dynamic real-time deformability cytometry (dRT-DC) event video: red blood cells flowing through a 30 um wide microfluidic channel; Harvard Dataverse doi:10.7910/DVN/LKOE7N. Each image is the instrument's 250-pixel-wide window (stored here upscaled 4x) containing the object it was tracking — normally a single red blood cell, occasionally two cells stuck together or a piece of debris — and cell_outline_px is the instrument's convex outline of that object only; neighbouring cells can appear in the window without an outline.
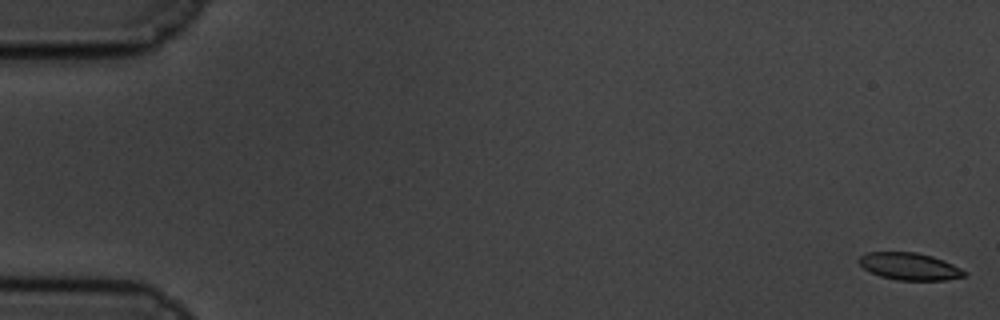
{"species": "common noctule bat (a hibernating species)", "species_latin": "Nyctalus noctula", "temperature_condition": "cold", "stored_images_in_passage": 60, "camera_frame_rate_fps": 3000, "um_per_image_px": 0.085, "animal": {"sex": "male", "body_mass_g": 19.5, "forearm_length_mm": 54.6}, "frame": {"image": 1, "passage_image": 1, "time_ms": 0.0, "image_size_px": [1000, 320], "cell_outline_px": [[968, 276], [944, 280], [896, 280], [880, 276], [864, 268], [856, 260], [860, 256], [868, 252], [916, 252], [932, 256], [944, 260], [968, 272]], "centroid_in_image_um": [77.33, 22.64], "position_along_channel_um": 7.7, "area_um2": 16.76}}
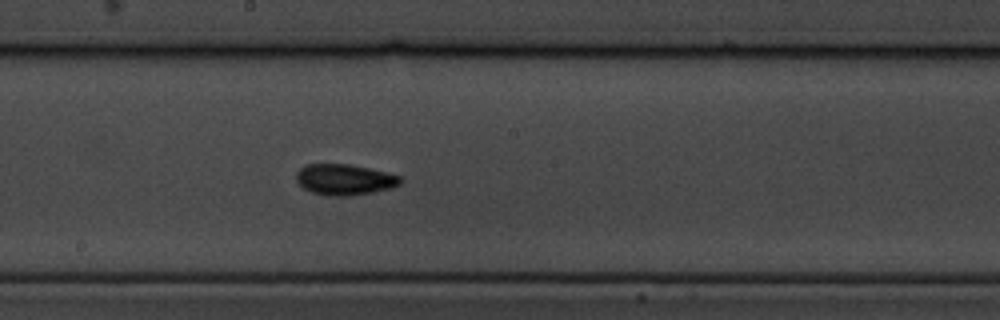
{"frame": {"image": 2, "passage_image": 33, "time_ms": 10.667, "image_size_px": [1000, 320], "cell_outline_px": [[404, 180], [400, 184], [392, 188], [352, 196], [328, 196], [312, 192], [304, 188], [296, 180], [296, 172], [304, 164], [348, 164], [368, 168], [400, 176]], "centroid_in_image_um": [29.28, 15.27], "position_along_channel_um": 218.9, "area_um2": 18.79}}
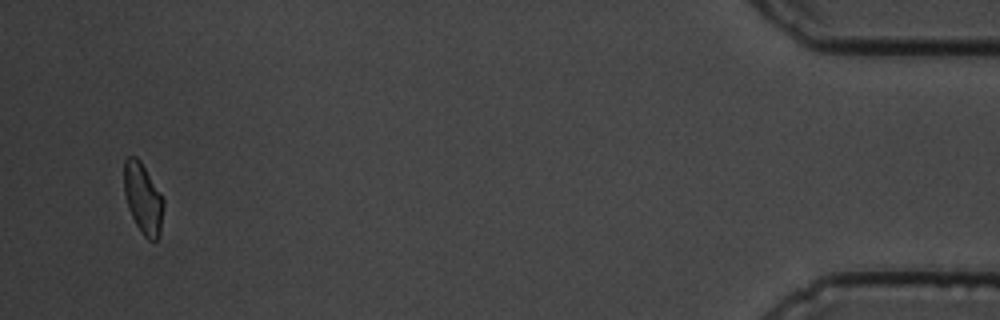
{"frame": {"image": 3, "passage_image": 58, "time_ms": 19.0, "image_size_px": [1000, 320], "cell_outline_px": [[164, 204], [160, 236], [156, 240], [148, 240], [140, 232], [128, 208], [124, 192], [124, 160], [128, 156], [136, 156], [140, 160], [160, 192], [164, 200]], "centroid_in_image_um": [12.16, 16.88], "position_along_channel_um": 423.0, "area_um2": 16.36}, "authors_computed_cell_mechanics": {"area_um2": 17.4267, "velocity_mm_per_s": 3.3757, "shape_relaxation_time_tau1_ms": 6.3411, "shape_relaxation_time_tau2_ms": 4.1646, "deformation_change_tau1": 0.1131, "deformation_change_tau2": 0.0888}}